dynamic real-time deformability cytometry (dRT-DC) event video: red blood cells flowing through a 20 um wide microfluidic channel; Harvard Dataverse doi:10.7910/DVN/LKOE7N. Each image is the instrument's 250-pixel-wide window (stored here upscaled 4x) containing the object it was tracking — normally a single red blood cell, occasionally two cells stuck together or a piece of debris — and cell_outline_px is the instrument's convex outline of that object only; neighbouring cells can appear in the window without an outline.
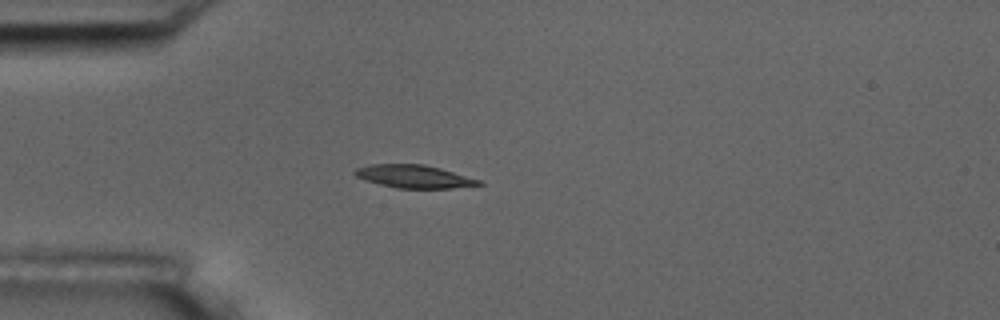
{"species": "common noctule bat (a hibernating species)", "species_latin": "Nyctalus noctula", "temperature_condition": "room temperature", "stored_images_in_passage": 2, "camera_frame_rate_fps": 3000, "um_per_image_px": 0.085, "animal": {"sex": "male", "body_mass_g": 17.5, "forearm_length_mm": 52.3}, "frame": {"image": 1, "passage_image": 1, "time_ms": 0.0, "image_size_px": [1000, 320], "cell_outline_px": [[484, 184], [452, 188], [396, 188], [364, 180], [356, 176], [352, 172], [356, 168], [372, 164], [424, 164], [440, 168], [480, 180]], "centroid_in_image_um": [35.16, 15.0], "position_along_channel_um": 49.8, "area_um2": 16.47}}